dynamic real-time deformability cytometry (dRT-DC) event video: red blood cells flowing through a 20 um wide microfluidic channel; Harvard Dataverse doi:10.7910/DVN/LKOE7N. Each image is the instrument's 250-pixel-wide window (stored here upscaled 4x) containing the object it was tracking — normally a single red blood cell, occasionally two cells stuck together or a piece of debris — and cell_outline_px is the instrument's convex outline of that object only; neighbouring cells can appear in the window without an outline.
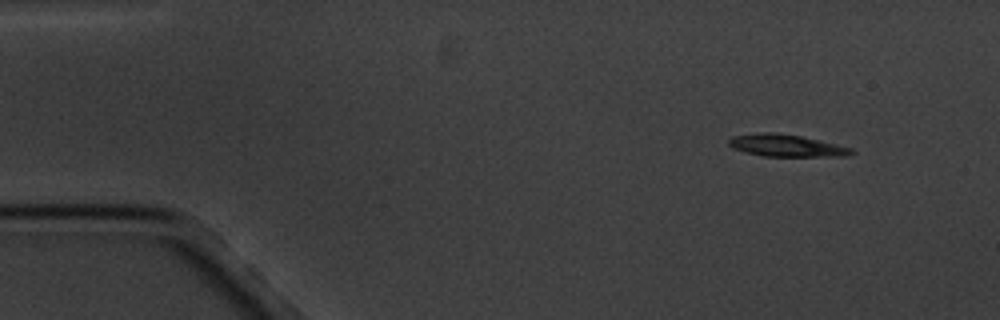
{"species": "common noctule bat (a hibernating species)", "species_latin": "Nyctalus noctula", "temperature_condition": "cold", "stored_images_in_passage": 4, "camera_frame_rate_fps": 3000, "um_per_image_px": 0.085, "animal": {"sex": "male", "body_mass_g": 20.1, "forearm_length_mm": 53.5}, "frame": {"image": 1, "passage_image": 1, "time_ms": 0.0, "image_size_px": [1000, 320], "cell_outline_px": [[856, 152], [848, 156], [764, 156], [748, 152], [736, 148], [728, 144], [728, 140], [732, 136], [764, 132], [776, 132], [800, 136], [852, 148]], "centroid_in_image_um": [66.86, 12.37], "position_along_channel_um": 18.1, "area_um2": 15.49}}
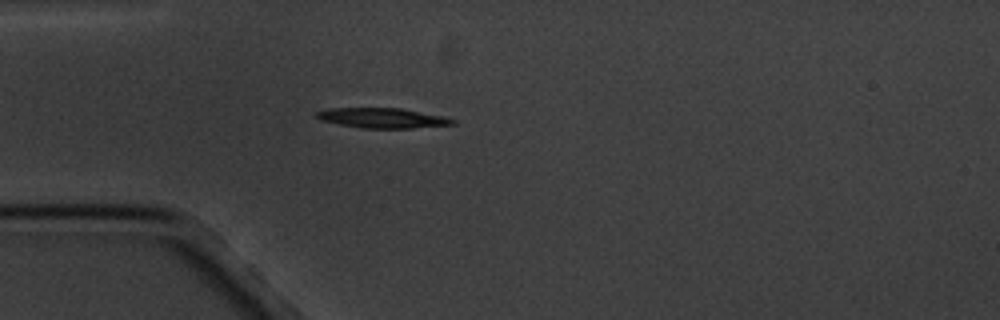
{"frame": {"image": 2, "passage_image": 4, "time_ms": 3.333, "image_size_px": [1000, 320], "cell_outline_px": [[456, 124], [412, 128], [360, 128], [320, 120], [316, 116], [316, 112], [328, 108], [400, 108], [444, 116], [456, 120]], "centroid_in_image_um": [32.52, 10.03], "position_along_channel_um": 52.5, "area_um2": 15.84}}